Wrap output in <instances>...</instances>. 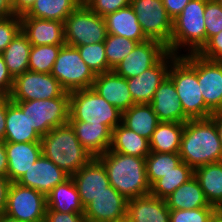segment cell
<instances>
[{"label": "cell", "instance_id": "cell-1", "mask_svg": "<svg viewBox=\"0 0 222 222\" xmlns=\"http://www.w3.org/2000/svg\"><path fill=\"white\" fill-rule=\"evenodd\" d=\"M179 155L193 170L222 161V147L214 120L189 119L184 123Z\"/></svg>", "mask_w": 222, "mask_h": 222}, {"label": "cell", "instance_id": "cell-2", "mask_svg": "<svg viewBox=\"0 0 222 222\" xmlns=\"http://www.w3.org/2000/svg\"><path fill=\"white\" fill-rule=\"evenodd\" d=\"M104 165L110 185L127 200L149 195L145 158L107 151L97 157Z\"/></svg>", "mask_w": 222, "mask_h": 222}, {"label": "cell", "instance_id": "cell-3", "mask_svg": "<svg viewBox=\"0 0 222 222\" xmlns=\"http://www.w3.org/2000/svg\"><path fill=\"white\" fill-rule=\"evenodd\" d=\"M168 77L173 81L184 114L189 119L210 118L197 76V53L177 56L169 67Z\"/></svg>", "mask_w": 222, "mask_h": 222}, {"label": "cell", "instance_id": "cell-4", "mask_svg": "<svg viewBox=\"0 0 222 222\" xmlns=\"http://www.w3.org/2000/svg\"><path fill=\"white\" fill-rule=\"evenodd\" d=\"M40 142L42 154L70 177L93 158L79 142L69 123L51 129Z\"/></svg>", "mask_w": 222, "mask_h": 222}, {"label": "cell", "instance_id": "cell-5", "mask_svg": "<svg viewBox=\"0 0 222 222\" xmlns=\"http://www.w3.org/2000/svg\"><path fill=\"white\" fill-rule=\"evenodd\" d=\"M207 0H190L183 11L172 20V35L167 50L176 55L184 48L186 54L198 53L206 44L204 10Z\"/></svg>", "mask_w": 222, "mask_h": 222}, {"label": "cell", "instance_id": "cell-6", "mask_svg": "<svg viewBox=\"0 0 222 222\" xmlns=\"http://www.w3.org/2000/svg\"><path fill=\"white\" fill-rule=\"evenodd\" d=\"M69 121L105 124L111 131L121 124L122 112L108 103L93 88L69 93Z\"/></svg>", "mask_w": 222, "mask_h": 222}, {"label": "cell", "instance_id": "cell-7", "mask_svg": "<svg viewBox=\"0 0 222 222\" xmlns=\"http://www.w3.org/2000/svg\"><path fill=\"white\" fill-rule=\"evenodd\" d=\"M27 115L30 125L42 137L51 129L68 124L70 95L64 92L60 97L30 101H13Z\"/></svg>", "mask_w": 222, "mask_h": 222}, {"label": "cell", "instance_id": "cell-8", "mask_svg": "<svg viewBox=\"0 0 222 222\" xmlns=\"http://www.w3.org/2000/svg\"><path fill=\"white\" fill-rule=\"evenodd\" d=\"M64 31L65 43L73 47L104 42L108 34L104 17L84 3H80L66 18Z\"/></svg>", "mask_w": 222, "mask_h": 222}, {"label": "cell", "instance_id": "cell-9", "mask_svg": "<svg viewBox=\"0 0 222 222\" xmlns=\"http://www.w3.org/2000/svg\"><path fill=\"white\" fill-rule=\"evenodd\" d=\"M51 74L66 92L92 88L96 75L81 58L76 47L64 44Z\"/></svg>", "mask_w": 222, "mask_h": 222}, {"label": "cell", "instance_id": "cell-10", "mask_svg": "<svg viewBox=\"0 0 222 222\" xmlns=\"http://www.w3.org/2000/svg\"><path fill=\"white\" fill-rule=\"evenodd\" d=\"M46 195L17 182L9 185L4 215L21 222H44Z\"/></svg>", "mask_w": 222, "mask_h": 222}, {"label": "cell", "instance_id": "cell-11", "mask_svg": "<svg viewBox=\"0 0 222 222\" xmlns=\"http://www.w3.org/2000/svg\"><path fill=\"white\" fill-rule=\"evenodd\" d=\"M65 90L51 73L25 71L13 80L9 98L12 101H30L60 97Z\"/></svg>", "mask_w": 222, "mask_h": 222}, {"label": "cell", "instance_id": "cell-12", "mask_svg": "<svg viewBox=\"0 0 222 222\" xmlns=\"http://www.w3.org/2000/svg\"><path fill=\"white\" fill-rule=\"evenodd\" d=\"M137 19L149 39L170 43L172 19L168 16L162 0H131Z\"/></svg>", "mask_w": 222, "mask_h": 222}, {"label": "cell", "instance_id": "cell-13", "mask_svg": "<svg viewBox=\"0 0 222 222\" xmlns=\"http://www.w3.org/2000/svg\"><path fill=\"white\" fill-rule=\"evenodd\" d=\"M167 52L166 45L161 41L149 39L138 43L114 71L126 79L136 77L153 67Z\"/></svg>", "mask_w": 222, "mask_h": 222}, {"label": "cell", "instance_id": "cell-14", "mask_svg": "<svg viewBox=\"0 0 222 222\" xmlns=\"http://www.w3.org/2000/svg\"><path fill=\"white\" fill-rule=\"evenodd\" d=\"M177 56L169 51L151 68L140 75L127 79L129 91L135 104H150L155 91L168 76L171 62Z\"/></svg>", "mask_w": 222, "mask_h": 222}, {"label": "cell", "instance_id": "cell-15", "mask_svg": "<svg viewBox=\"0 0 222 222\" xmlns=\"http://www.w3.org/2000/svg\"><path fill=\"white\" fill-rule=\"evenodd\" d=\"M86 222H119L127 217V199L111 185L84 207Z\"/></svg>", "mask_w": 222, "mask_h": 222}, {"label": "cell", "instance_id": "cell-16", "mask_svg": "<svg viewBox=\"0 0 222 222\" xmlns=\"http://www.w3.org/2000/svg\"><path fill=\"white\" fill-rule=\"evenodd\" d=\"M197 76L207 109L212 114L222 109V61L197 54Z\"/></svg>", "mask_w": 222, "mask_h": 222}, {"label": "cell", "instance_id": "cell-17", "mask_svg": "<svg viewBox=\"0 0 222 222\" xmlns=\"http://www.w3.org/2000/svg\"><path fill=\"white\" fill-rule=\"evenodd\" d=\"M73 179L82 205L85 207L96 196L108 191L110 182L106 169L102 162L93 157L85 166H82L74 175Z\"/></svg>", "mask_w": 222, "mask_h": 222}, {"label": "cell", "instance_id": "cell-18", "mask_svg": "<svg viewBox=\"0 0 222 222\" xmlns=\"http://www.w3.org/2000/svg\"><path fill=\"white\" fill-rule=\"evenodd\" d=\"M70 176L43 154L17 181L21 186L35 189L47 195Z\"/></svg>", "mask_w": 222, "mask_h": 222}, {"label": "cell", "instance_id": "cell-19", "mask_svg": "<svg viewBox=\"0 0 222 222\" xmlns=\"http://www.w3.org/2000/svg\"><path fill=\"white\" fill-rule=\"evenodd\" d=\"M92 88L121 112L135 104L128 88L127 79L114 70L96 75Z\"/></svg>", "mask_w": 222, "mask_h": 222}, {"label": "cell", "instance_id": "cell-20", "mask_svg": "<svg viewBox=\"0 0 222 222\" xmlns=\"http://www.w3.org/2000/svg\"><path fill=\"white\" fill-rule=\"evenodd\" d=\"M21 31L33 46L64 45V22L34 17H20Z\"/></svg>", "mask_w": 222, "mask_h": 222}, {"label": "cell", "instance_id": "cell-21", "mask_svg": "<svg viewBox=\"0 0 222 222\" xmlns=\"http://www.w3.org/2000/svg\"><path fill=\"white\" fill-rule=\"evenodd\" d=\"M150 104L160 122L186 123L189 120L184 114L176 87L168 76L155 91Z\"/></svg>", "mask_w": 222, "mask_h": 222}, {"label": "cell", "instance_id": "cell-22", "mask_svg": "<svg viewBox=\"0 0 222 222\" xmlns=\"http://www.w3.org/2000/svg\"><path fill=\"white\" fill-rule=\"evenodd\" d=\"M8 159L7 178L10 182H17L41 156V142H5Z\"/></svg>", "mask_w": 222, "mask_h": 222}, {"label": "cell", "instance_id": "cell-23", "mask_svg": "<svg viewBox=\"0 0 222 222\" xmlns=\"http://www.w3.org/2000/svg\"><path fill=\"white\" fill-rule=\"evenodd\" d=\"M130 222H170L166 200L152 195L127 200V217Z\"/></svg>", "mask_w": 222, "mask_h": 222}, {"label": "cell", "instance_id": "cell-24", "mask_svg": "<svg viewBox=\"0 0 222 222\" xmlns=\"http://www.w3.org/2000/svg\"><path fill=\"white\" fill-rule=\"evenodd\" d=\"M82 146L93 156L106 153L111 145L112 131L102 123L93 124L83 121H69Z\"/></svg>", "mask_w": 222, "mask_h": 222}, {"label": "cell", "instance_id": "cell-25", "mask_svg": "<svg viewBox=\"0 0 222 222\" xmlns=\"http://www.w3.org/2000/svg\"><path fill=\"white\" fill-rule=\"evenodd\" d=\"M104 19L108 34L122 36L138 43L149 40L131 5L107 14Z\"/></svg>", "mask_w": 222, "mask_h": 222}, {"label": "cell", "instance_id": "cell-26", "mask_svg": "<svg viewBox=\"0 0 222 222\" xmlns=\"http://www.w3.org/2000/svg\"><path fill=\"white\" fill-rule=\"evenodd\" d=\"M5 142H40L41 136L30 125L27 115L7 97Z\"/></svg>", "mask_w": 222, "mask_h": 222}, {"label": "cell", "instance_id": "cell-27", "mask_svg": "<svg viewBox=\"0 0 222 222\" xmlns=\"http://www.w3.org/2000/svg\"><path fill=\"white\" fill-rule=\"evenodd\" d=\"M46 200V211L84 214V206L81 203L77 187L71 177L53 188L46 195Z\"/></svg>", "mask_w": 222, "mask_h": 222}, {"label": "cell", "instance_id": "cell-28", "mask_svg": "<svg viewBox=\"0 0 222 222\" xmlns=\"http://www.w3.org/2000/svg\"><path fill=\"white\" fill-rule=\"evenodd\" d=\"M108 151L141 158H146L151 152L149 140L122 123L112 130L111 145Z\"/></svg>", "mask_w": 222, "mask_h": 222}, {"label": "cell", "instance_id": "cell-29", "mask_svg": "<svg viewBox=\"0 0 222 222\" xmlns=\"http://www.w3.org/2000/svg\"><path fill=\"white\" fill-rule=\"evenodd\" d=\"M165 200L170 211L214 207L207 201L199 182L194 176L180 185Z\"/></svg>", "mask_w": 222, "mask_h": 222}, {"label": "cell", "instance_id": "cell-30", "mask_svg": "<svg viewBox=\"0 0 222 222\" xmlns=\"http://www.w3.org/2000/svg\"><path fill=\"white\" fill-rule=\"evenodd\" d=\"M121 123L138 135L150 140L160 121L151 104L140 103L134 104L122 112Z\"/></svg>", "mask_w": 222, "mask_h": 222}, {"label": "cell", "instance_id": "cell-31", "mask_svg": "<svg viewBox=\"0 0 222 222\" xmlns=\"http://www.w3.org/2000/svg\"><path fill=\"white\" fill-rule=\"evenodd\" d=\"M194 177L199 182L210 205L222 209V161L209 163L194 170Z\"/></svg>", "mask_w": 222, "mask_h": 222}, {"label": "cell", "instance_id": "cell-32", "mask_svg": "<svg viewBox=\"0 0 222 222\" xmlns=\"http://www.w3.org/2000/svg\"><path fill=\"white\" fill-rule=\"evenodd\" d=\"M31 43L27 36L20 30L11 43L1 53L8 72L14 78L29 71V55Z\"/></svg>", "mask_w": 222, "mask_h": 222}, {"label": "cell", "instance_id": "cell-33", "mask_svg": "<svg viewBox=\"0 0 222 222\" xmlns=\"http://www.w3.org/2000/svg\"><path fill=\"white\" fill-rule=\"evenodd\" d=\"M183 130L184 123L160 122L149 140L151 152L179 153Z\"/></svg>", "mask_w": 222, "mask_h": 222}, {"label": "cell", "instance_id": "cell-34", "mask_svg": "<svg viewBox=\"0 0 222 222\" xmlns=\"http://www.w3.org/2000/svg\"><path fill=\"white\" fill-rule=\"evenodd\" d=\"M79 0H35L32 7L20 17H34L65 22L78 7Z\"/></svg>", "mask_w": 222, "mask_h": 222}, {"label": "cell", "instance_id": "cell-35", "mask_svg": "<svg viewBox=\"0 0 222 222\" xmlns=\"http://www.w3.org/2000/svg\"><path fill=\"white\" fill-rule=\"evenodd\" d=\"M193 176L194 170L182 161L179 165L173 168L172 171L156 180L150 186L149 194L165 200L180 185L186 183Z\"/></svg>", "mask_w": 222, "mask_h": 222}, {"label": "cell", "instance_id": "cell-36", "mask_svg": "<svg viewBox=\"0 0 222 222\" xmlns=\"http://www.w3.org/2000/svg\"><path fill=\"white\" fill-rule=\"evenodd\" d=\"M182 162L179 153L150 152L145 158L146 175L151 186Z\"/></svg>", "mask_w": 222, "mask_h": 222}, {"label": "cell", "instance_id": "cell-37", "mask_svg": "<svg viewBox=\"0 0 222 222\" xmlns=\"http://www.w3.org/2000/svg\"><path fill=\"white\" fill-rule=\"evenodd\" d=\"M62 46L63 45H32L29 55V71L51 73Z\"/></svg>", "mask_w": 222, "mask_h": 222}, {"label": "cell", "instance_id": "cell-38", "mask_svg": "<svg viewBox=\"0 0 222 222\" xmlns=\"http://www.w3.org/2000/svg\"><path fill=\"white\" fill-rule=\"evenodd\" d=\"M137 41L128 38L107 34L105 45V54L108 66L114 70L115 67L135 48Z\"/></svg>", "mask_w": 222, "mask_h": 222}, {"label": "cell", "instance_id": "cell-39", "mask_svg": "<svg viewBox=\"0 0 222 222\" xmlns=\"http://www.w3.org/2000/svg\"><path fill=\"white\" fill-rule=\"evenodd\" d=\"M83 61L95 75L111 71L105 54L104 42L77 46Z\"/></svg>", "mask_w": 222, "mask_h": 222}, {"label": "cell", "instance_id": "cell-40", "mask_svg": "<svg viewBox=\"0 0 222 222\" xmlns=\"http://www.w3.org/2000/svg\"><path fill=\"white\" fill-rule=\"evenodd\" d=\"M217 211L216 207L173 210L170 211V222H211Z\"/></svg>", "mask_w": 222, "mask_h": 222}, {"label": "cell", "instance_id": "cell-41", "mask_svg": "<svg viewBox=\"0 0 222 222\" xmlns=\"http://www.w3.org/2000/svg\"><path fill=\"white\" fill-rule=\"evenodd\" d=\"M206 42L222 30V8L216 0H207L204 10Z\"/></svg>", "mask_w": 222, "mask_h": 222}, {"label": "cell", "instance_id": "cell-42", "mask_svg": "<svg viewBox=\"0 0 222 222\" xmlns=\"http://www.w3.org/2000/svg\"><path fill=\"white\" fill-rule=\"evenodd\" d=\"M20 30L21 19L19 15L0 19V54L11 43Z\"/></svg>", "mask_w": 222, "mask_h": 222}, {"label": "cell", "instance_id": "cell-43", "mask_svg": "<svg viewBox=\"0 0 222 222\" xmlns=\"http://www.w3.org/2000/svg\"><path fill=\"white\" fill-rule=\"evenodd\" d=\"M131 0H87L84 4L102 17L130 5Z\"/></svg>", "mask_w": 222, "mask_h": 222}, {"label": "cell", "instance_id": "cell-44", "mask_svg": "<svg viewBox=\"0 0 222 222\" xmlns=\"http://www.w3.org/2000/svg\"><path fill=\"white\" fill-rule=\"evenodd\" d=\"M197 54L208 60L222 61V30L212 36Z\"/></svg>", "mask_w": 222, "mask_h": 222}, {"label": "cell", "instance_id": "cell-45", "mask_svg": "<svg viewBox=\"0 0 222 222\" xmlns=\"http://www.w3.org/2000/svg\"><path fill=\"white\" fill-rule=\"evenodd\" d=\"M44 222H86L83 214L46 211Z\"/></svg>", "mask_w": 222, "mask_h": 222}, {"label": "cell", "instance_id": "cell-46", "mask_svg": "<svg viewBox=\"0 0 222 222\" xmlns=\"http://www.w3.org/2000/svg\"><path fill=\"white\" fill-rule=\"evenodd\" d=\"M13 77L8 72L5 61L0 54V95L9 97L13 87Z\"/></svg>", "mask_w": 222, "mask_h": 222}, {"label": "cell", "instance_id": "cell-47", "mask_svg": "<svg viewBox=\"0 0 222 222\" xmlns=\"http://www.w3.org/2000/svg\"><path fill=\"white\" fill-rule=\"evenodd\" d=\"M166 8L168 16L173 20L175 19L189 3L190 0H162Z\"/></svg>", "mask_w": 222, "mask_h": 222}, {"label": "cell", "instance_id": "cell-48", "mask_svg": "<svg viewBox=\"0 0 222 222\" xmlns=\"http://www.w3.org/2000/svg\"><path fill=\"white\" fill-rule=\"evenodd\" d=\"M10 180L0 175V214H3L6 206V200H7V192L10 185Z\"/></svg>", "mask_w": 222, "mask_h": 222}, {"label": "cell", "instance_id": "cell-49", "mask_svg": "<svg viewBox=\"0 0 222 222\" xmlns=\"http://www.w3.org/2000/svg\"><path fill=\"white\" fill-rule=\"evenodd\" d=\"M35 0H13L12 8L15 15H24L34 4Z\"/></svg>", "mask_w": 222, "mask_h": 222}, {"label": "cell", "instance_id": "cell-50", "mask_svg": "<svg viewBox=\"0 0 222 222\" xmlns=\"http://www.w3.org/2000/svg\"><path fill=\"white\" fill-rule=\"evenodd\" d=\"M7 97L0 99V141L5 140Z\"/></svg>", "mask_w": 222, "mask_h": 222}, {"label": "cell", "instance_id": "cell-51", "mask_svg": "<svg viewBox=\"0 0 222 222\" xmlns=\"http://www.w3.org/2000/svg\"><path fill=\"white\" fill-rule=\"evenodd\" d=\"M8 159L5 149V141H0V175L7 177Z\"/></svg>", "mask_w": 222, "mask_h": 222}, {"label": "cell", "instance_id": "cell-52", "mask_svg": "<svg viewBox=\"0 0 222 222\" xmlns=\"http://www.w3.org/2000/svg\"><path fill=\"white\" fill-rule=\"evenodd\" d=\"M15 15L11 0H0V19H5Z\"/></svg>", "mask_w": 222, "mask_h": 222}, {"label": "cell", "instance_id": "cell-53", "mask_svg": "<svg viewBox=\"0 0 222 222\" xmlns=\"http://www.w3.org/2000/svg\"><path fill=\"white\" fill-rule=\"evenodd\" d=\"M211 118L214 120L216 124L217 130L219 133L220 142H221V147H222V109L214 112Z\"/></svg>", "mask_w": 222, "mask_h": 222}, {"label": "cell", "instance_id": "cell-54", "mask_svg": "<svg viewBox=\"0 0 222 222\" xmlns=\"http://www.w3.org/2000/svg\"><path fill=\"white\" fill-rule=\"evenodd\" d=\"M211 222H222V211L218 210L216 214L213 216Z\"/></svg>", "mask_w": 222, "mask_h": 222}, {"label": "cell", "instance_id": "cell-55", "mask_svg": "<svg viewBox=\"0 0 222 222\" xmlns=\"http://www.w3.org/2000/svg\"><path fill=\"white\" fill-rule=\"evenodd\" d=\"M0 222H21V221L12 219L4 214H1L0 215Z\"/></svg>", "mask_w": 222, "mask_h": 222}, {"label": "cell", "instance_id": "cell-56", "mask_svg": "<svg viewBox=\"0 0 222 222\" xmlns=\"http://www.w3.org/2000/svg\"><path fill=\"white\" fill-rule=\"evenodd\" d=\"M216 2L219 4V6L222 8V0H216Z\"/></svg>", "mask_w": 222, "mask_h": 222}, {"label": "cell", "instance_id": "cell-57", "mask_svg": "<svg viewBox=\"0 0 222 222\" xmlns=\"http://www.w3.org/2000/svg\"><path fill=\"white\" fill-rule=\"evenodd\" d=\"M119 222H130L127 218L125 220L119 221Z\"/></svg>", "mask_w": 222, "mask_h": 222}, {"label": "cell", "instance_id": "cell-58", "mask_svg": "<svg viewBox=\"0 0 222 222\" xmlns=\"http://www.w3.org/2000/svg\"><path fill=\"white\" fill-rule=\"evenodd\" d=\"M87 0H80V3H85Z\"/></svg>", "mask_w": 222, "mask_h": 222}]
</instances>
